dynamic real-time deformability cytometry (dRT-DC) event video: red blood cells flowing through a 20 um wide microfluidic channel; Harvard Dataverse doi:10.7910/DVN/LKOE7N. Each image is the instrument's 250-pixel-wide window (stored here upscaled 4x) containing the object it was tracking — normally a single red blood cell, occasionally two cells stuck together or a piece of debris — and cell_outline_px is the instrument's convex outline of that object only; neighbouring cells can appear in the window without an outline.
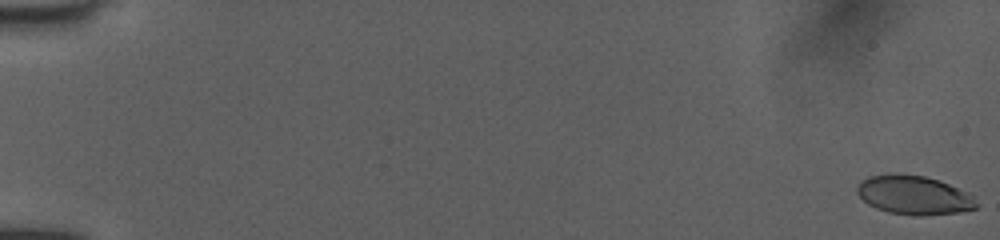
{"species": "human", "species_latin": "Homo sapiens", "temperature_condition": "room temperature", "stored_images_in_passage": 53, "camera_frame_rate_fps": 3000, "um_per_image_px": 0.085, "donor": {"sex": "female"}, "frame": {"image": 1, "passage_image": 1, "time_ms": 0.0, "image_size_px": [1000, 240], "cell_outline_px": [[976, 208], [960, 212], [920, 216], [916, 216], [888, 212], [876, 208], [868, 204], [856, 192], [856, 188], [860, 180], [868, 176], [892, 172], [924, 176], [940, 180], [968, 192], [972, 196], [976, 204]], "centroid_in_image_um": [77.64, 16.56], "position_along_channel_um": 7.4, "area_um2": 27.34}}
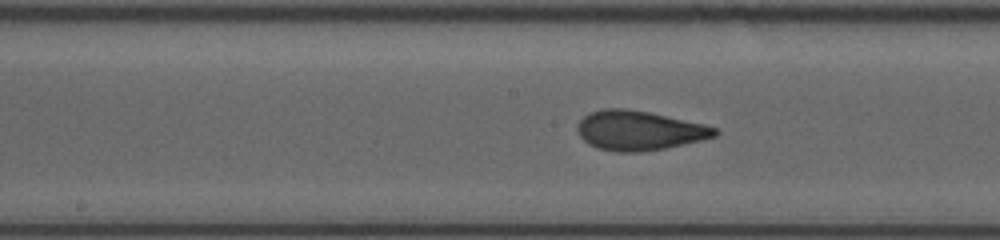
{"frame": {"image": 2, "passage_image": 29, "time_ms": 9.333, "image_size_px": [1000, 240], "cell_outline_px": [[720, 132], [716, 136], [700, 140], [664, 148], [640, 152], [616, 152], [600, 148], [588, 144], [580, 136], [576, 128], [576, 124], [588, 112], [604, 108], [628, 108], [648, 112], [704, 124], [716, 128]], "centroid_in_image_um": [54.29, 11.08], "position_along_channel_um": 193.9, "area_um2": 31.56}}
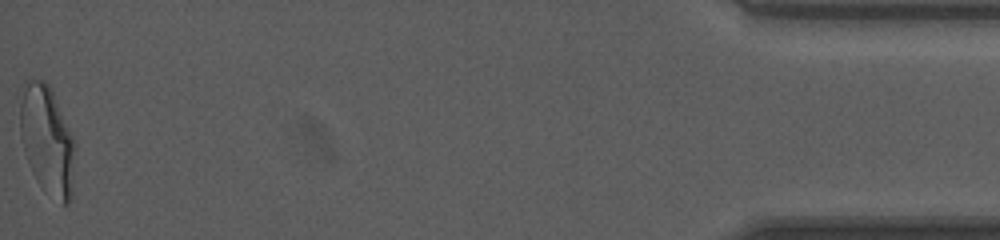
{"frame": {"image": 3, "passage_image": 53, "time_ms": 17.333, "image_size_px": [1000, 240], "cell_outline_px": [[76, 148], [72, 196], [68, 204], [64, 204], [44, 192], [36, 180], [32, 172], [24, 152], [20, 136], [20, 104], [28, 80], [44, 80], [52, 88], [76, 144]], "centroid_in_image_um": [4.04, 11.97], "position_along_channel_um": 431.2, "area_um2": 35.08}, "authors_computed_cell_mechanics": {"area_um2": 30.7496, "velocity_mm_per_s": 4.0531, "shape_relaxation_time_tau1_ms": 6.2821, "shape_relaxation_time_tau2_ms": 0.8271, "deformation_change_tau1": 0.2153, "deformation_change_tau2": 0.071}}